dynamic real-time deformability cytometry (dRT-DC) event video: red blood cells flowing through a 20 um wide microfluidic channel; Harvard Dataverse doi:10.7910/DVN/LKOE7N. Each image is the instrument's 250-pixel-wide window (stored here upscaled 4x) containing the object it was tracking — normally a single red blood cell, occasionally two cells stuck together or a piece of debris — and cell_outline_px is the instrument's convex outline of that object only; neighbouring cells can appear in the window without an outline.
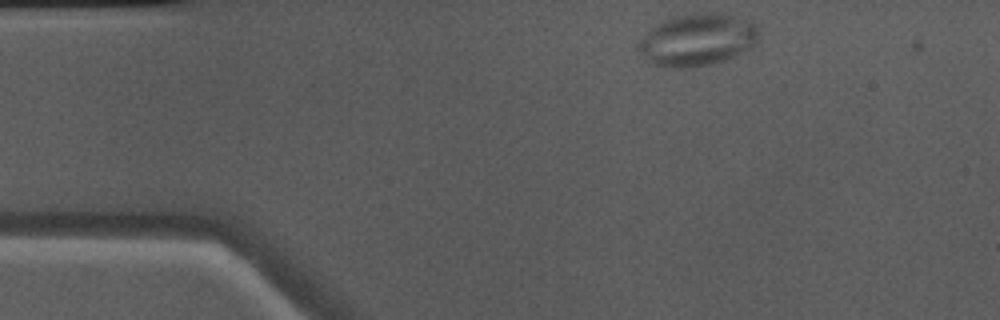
{"species": "Egyptian fruit bat (a non-hibernating species)", "species_latin": "Rousettus aegyptiacus", "temperature_condition": "warm", "stored_images_in_passage": 43, "camera_frame_rate_fps": 3000, "um_per_image_px": 0.085, "animal": {"sex": "male"}, "frame": {"image": 1, "passage_image": 1, "time_ms": 0.0, "image_size_px": [1000, 320], "cell_outline_px": [[756, 40], [748, 48], [724, 60], [708, 64], [688, 68], [664, 68], [652, 64], [648, 60], [640, 48], [640, 40], [652, 28], [664, 20], [676, 16], [732, 16], [748, 20], [756, 24]], "centroid_in_image_um": [59.23, 3.44], "position_along_channel_um": 25.8, "area_um2": 34.62}}
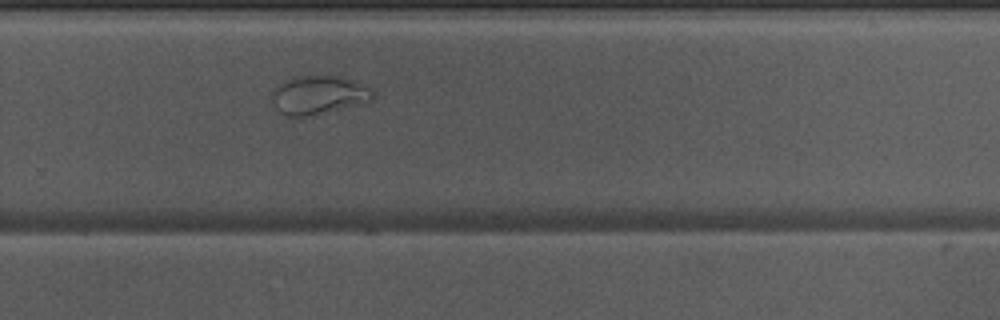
{"frame": {"image": 2, "passage_image": 26, "time_ms": 8.333, "image_size_px": [1000, 320], "cell_outline_px": [[372, 100], [308, 116], [284, 116], [272, 104], [272, 88], [284, 80], [292, 76], [344, 76], [368, 88], [372, 92]], "centroid_in_image_um": [26.97, 8.06], "position_along_channel_um": 302.8, "area_um2": 22.43}}
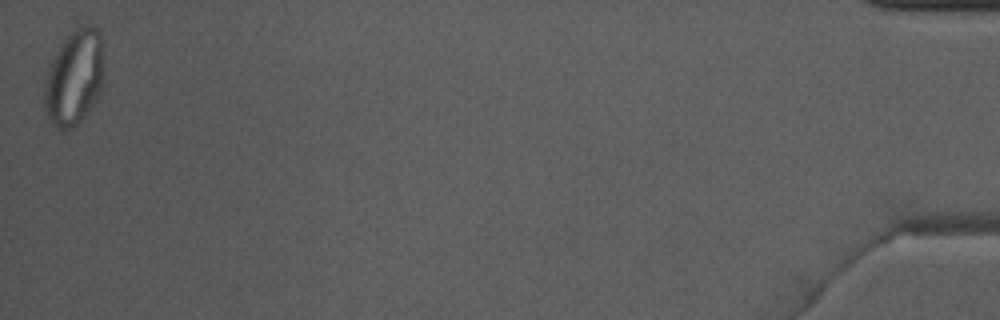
{"frame": {"image": 3, "passage_image": 43, "time_ms": 14.0, "image_size_px": [1000, 320], "cell_outline_px": [[104, 76], [100, 88], [96, 96], [84, 116], [72, 128], [60, 128], [48, 120], [44, 108], [44, 84], [48, 68], [60, 44], [76, 28], [84, 24], [88, 24], [96, 28], [104, 36]], "centroid_in_image_um": [6.33, 6.52], "position_along_channel_um": 428.9, "area_um2": 33.18}, "authors_computed_cell_mechanics": {"area_um2": 29.9982, "velocity_mm_per_s": 4.0628, "shape_relaxation_time_tau1_ms": null, "shape_relaxation_time_tau2_ms": 1.4237, "deformation_change_tau1": null, "deformation_change_tau2": 0.0484}}